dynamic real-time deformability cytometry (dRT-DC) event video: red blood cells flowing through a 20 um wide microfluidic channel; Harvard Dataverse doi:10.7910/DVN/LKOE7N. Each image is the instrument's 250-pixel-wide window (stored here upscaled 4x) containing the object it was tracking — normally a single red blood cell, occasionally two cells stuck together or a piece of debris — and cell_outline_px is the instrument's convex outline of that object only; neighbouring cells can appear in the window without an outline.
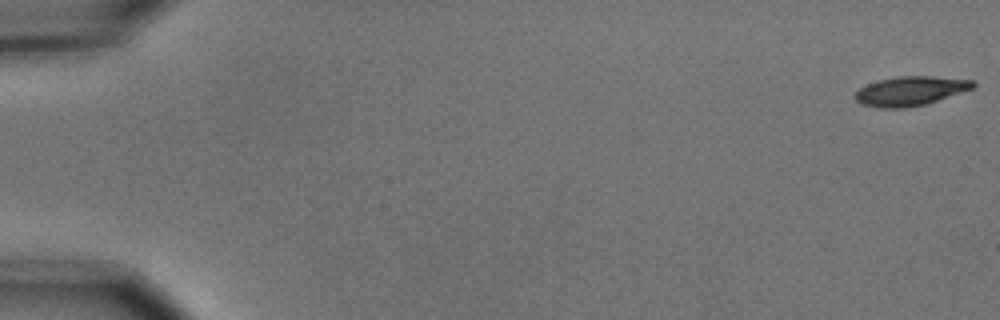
{"species": "common noctule bat (a hibernating species)", "species_latin": "Nyctalus noctula", "temperature_condition": "cold", "stored_images_in_passage": 8, "camera_frame_rate_fps": 3000, "um_per_image_px": 0.085, "animal": {"sex": "male", "body_mass_g": 15.6}, "frame": {"image": 1, "passage_image": 1, "time_ms": 0.0, "image_size_px": [1000, 320], "cell_outline_px": [[976, 84], [972, 88], [924, 104], [904, 108], [880, 108], [860, 104], [852, 96], [860, 88], [868, 84], [880, 80], [900, 76], [932, 76], [972, 80]], "centroid_in_image_um": [77.32, 7.74], "position_along_channel_um": 7.7, "area_um2": 19.77}}
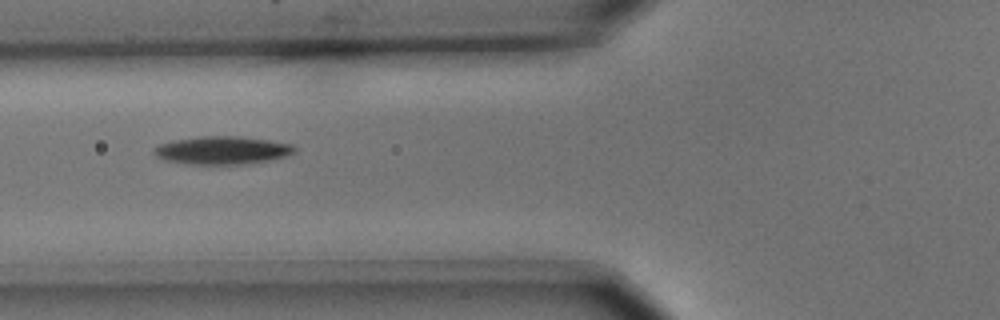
{"frame": {"image": 2, "passage_image": 7, "time_ms": 2.0, "image_size_px": [1000, 320], "cell_outline_px": [[296, 152], [284, 156], [268, 160], [240, 164], [192, 164], [164, 160], [156, 156], [152, 152], [152, 148], [160, 144], [172, 140], [200, 136], [240, 136], [268, 140], [292, 144], [296, 148]], "centroid_in_image_um": [18.85, 12.76], "position_along_channel_um": 107.0, "area_um2": 22.89}}
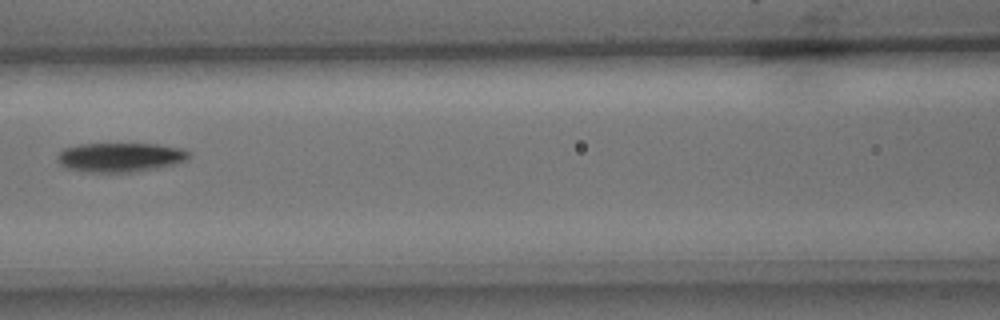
{"frame": {"image": 3, "passage_image": 8, "time_ms": 2.333, "image_size_px": [1000, 320], "cell_outline_px": [[192, 156], [188, 160], [176, 164], [160, 168], [132, 172], [88, 172], [68, 168], [60, 164], [56, 160], [56, 156], [64, 148], [76, 144], [156, 144], [184, 148], [192, 152]], "centroid_in_image_um": [10.29, 13.36], "position_along_channel_um": 156.3, "area_um2": 22.83}}